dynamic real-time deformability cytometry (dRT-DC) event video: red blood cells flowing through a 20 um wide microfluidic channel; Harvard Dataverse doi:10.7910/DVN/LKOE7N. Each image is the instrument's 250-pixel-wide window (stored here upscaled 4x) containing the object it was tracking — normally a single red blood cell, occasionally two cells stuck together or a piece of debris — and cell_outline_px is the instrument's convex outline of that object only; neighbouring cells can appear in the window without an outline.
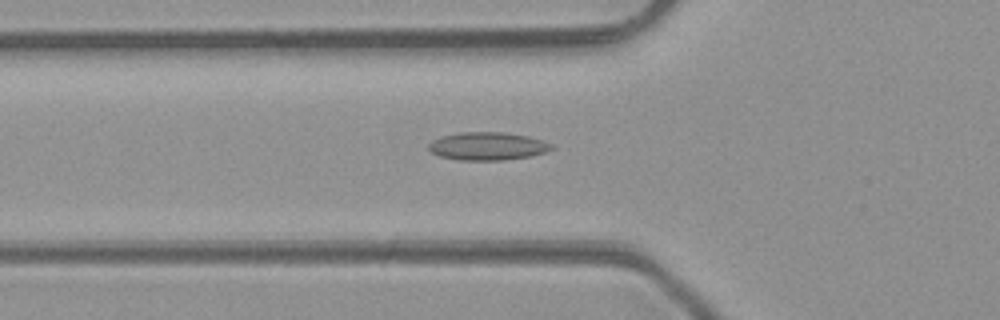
{"species": "common noctule bat (a hibernating species)", "species_latin": "Nyctalus noctula", "temperature_condition": "room temperature", "stored_images_in_passage": 39, "camera_frame_rate_fps": 3000, "um_per_image_px": 0.085, "animal": {"sex": "male", "body_mass_g": 23.1, "forearm_length_mm": 52.7}, "frame": {"image": 1, "passage_image": 8, "time_ms": 2.333, "image_size_px": [1000, 320], "cell_outline_px": [[556, 148], [532, 156], [504, 160], [460, 160], [440, 156], [432, 152], [428, 148], [428, 144], [432, 140], [440, 136], [460, 132], [504, 132], [528, 136], [552, 144]], "centroid_in_image_um": [41.44, 12.42], "position_along_channel_um": 84.4, "area_um2": 20.11}}
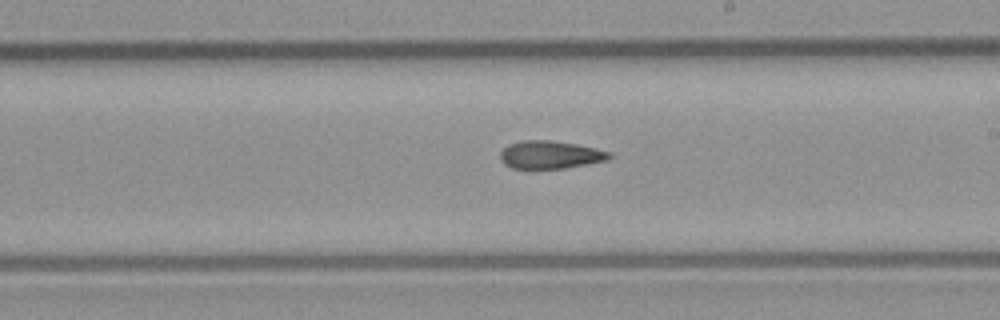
{"frame": {"image": 2, "passage_image": 19, "time_ms": 6.0, "image_size_px": [1000, 320], "cell_outline_px": [[612, 156], [608, 160], [564, 168], [512, 168], [504, 164], [500, 160], [500, 152], [508, 144], [524, 140], [552, 140], [576, 144], [596, 148], [612, 152]], "centroid_in_image_um": [46.78, 13.14], "position_along_channel_um": 242.2, "area_um2": 17.74}}
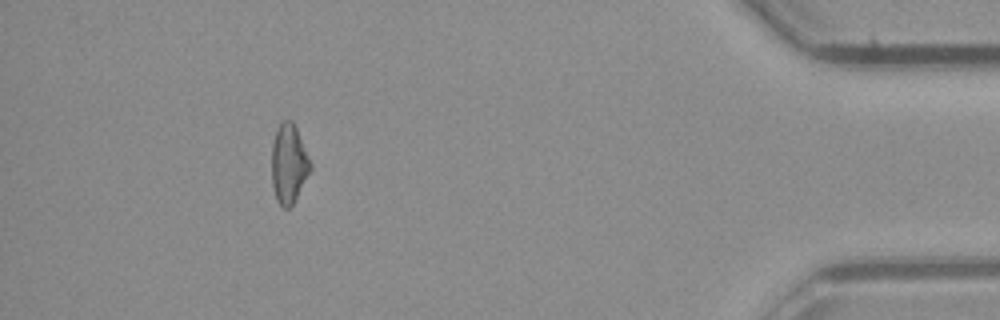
{"frame": {"image": 3, "passage_image": 35, "time_ms": 11.333, "image_size_px": [1000, 320], "cell_outline_px": [[312, 168], [292, 204], [288, 208], [284, 208], [276, 200], [272, 184], [272, 144], [276, 128], [284, 120], [292, 120], [296, 128], [312, 164]], "centroid_in_image_um": [24.54, 13.9], "position_along_channel_um": 410.7, "area_um2": 17.69}, "authors_computed_cell_mechanics": {"area_um2": 18.0336, "velocity_mm_per_s": 4.2687, "shape_relaxation_time_tau1_ms": null, "shape_relaxation_time_tau2_ms": 7.6211, "deformation_change_tau1": null, "deformation_change_tau2": 0.1801}}